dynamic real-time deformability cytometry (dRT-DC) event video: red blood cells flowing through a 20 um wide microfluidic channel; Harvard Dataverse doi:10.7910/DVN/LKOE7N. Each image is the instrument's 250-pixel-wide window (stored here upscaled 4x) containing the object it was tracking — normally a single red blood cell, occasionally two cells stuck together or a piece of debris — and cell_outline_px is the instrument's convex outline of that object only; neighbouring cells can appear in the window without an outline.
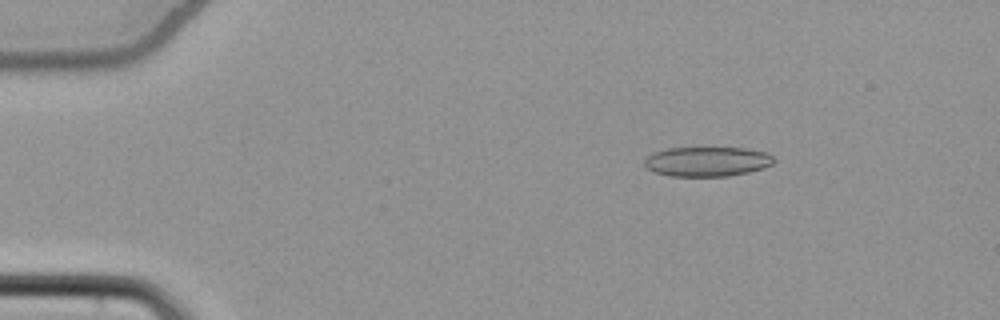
{"species": "common noctule bat (a hibernating species)", "species_latin": "Nyctalus noctula", "temperature_condition": "cold", "stored_images_in_passage": 48, "camera_frame_rate_fps": 3000, "um_per_image_px": 0.085, "animal": {"sex": "female", "body_mass_g": 22.7, "forearm_length_mm": 54.2}, "frame": {"image": 1, "passage_image": 3, "time_ms": 0.667, "image_size_px": [1000, 320], "cell_outline_px": [[776, 160], [772, 164], [764, 168], [748, 172], [728, 176], [668, 176], [656, 172], [648, 168], [644, 164], [644, 160], [652, 152], [668, 148], [748, 148], [768, 152]], "centroid_in_image_um": [60.14, 13.72], "position_along_channel_um": 24.9, "area_um2": 22.48}}
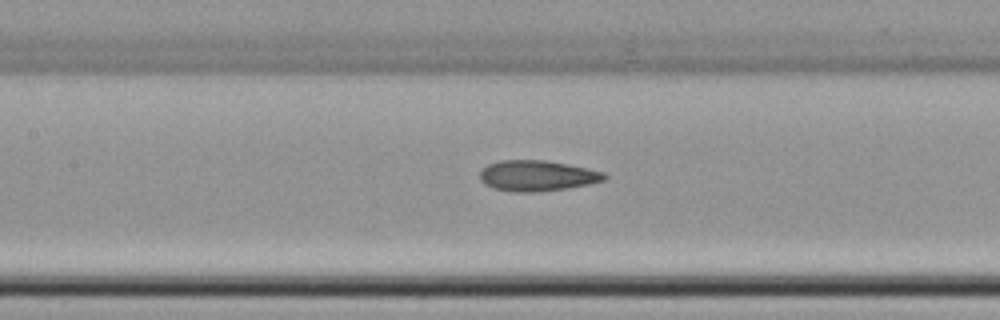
{"frame": {"image": 2, "passage_image": 20, "time_ms": 6.333, "image_size_px": [1000, 320], "cell_outline_px": [[608, 176], [604, 180], [588, 184], [568, 188], [540, 192], [516, 192], [492, 188], [484, 184], [480, 180], [480, 172], [488, 164], [500, 160], [544, 160], [568, 164], [588, 168], [604, 172]], "centroid_in_image_um": [45.65, 14.94], "position_along_channel_um": 161.7, "area_um2": 22.37}}
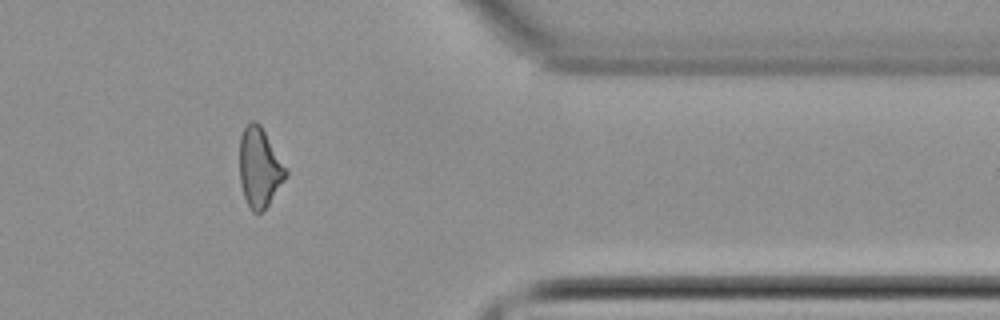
{"frame": {"image": 3, "passage_image": 39, "time_ms": 12.667, "image_size_px": [1000, 320], "cell_outline_px": [[288, 172], [284, 180], [268, 204], [260, 212], [252, 212], [244, 196], [240, 184], [240, 136], [244, 128], [252, 120], [256, 120], [260, 124], [288, 168]], "centroid_in_image_um": [22.07, 14.2], "position_along_channel_um": 389.3, "area_um2": 21.33}, "authors_computed_cell_mechanics": {"area_um2": 22.0218, "velocity_mm_per_s": 3.8766, "shape_relaxation_time_tau1_ms": null, "shape_relaxation_time_tau2_ms": 2.5794, "deformation_change_tau1": null, "deformation_change_tau2": 0.0887}}